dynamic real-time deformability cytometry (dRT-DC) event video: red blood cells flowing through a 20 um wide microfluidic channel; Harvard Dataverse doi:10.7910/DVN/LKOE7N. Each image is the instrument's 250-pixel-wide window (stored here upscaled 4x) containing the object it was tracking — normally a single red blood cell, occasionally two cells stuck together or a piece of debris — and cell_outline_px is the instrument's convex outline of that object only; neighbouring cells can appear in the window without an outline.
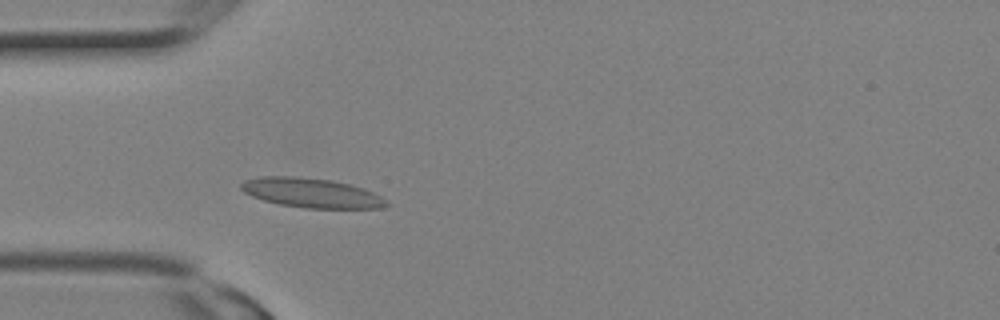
{"species": "Egyptian fruit bat (a non-hibernating species)", "species_latin": "Rousettus aegyptiacus", "temperature_condition": "room temperature", "stored_images_in_passage": 3, "camera_frame_rate_fps": 3000, "um_per_image_px": 0.085, "animal": {"sex": "female"}, "frame": {"image": 1, "passage_image": 3, "time_ms": 0.667, "image_size_px": [1000, 320], "cell_outline_px": [[392, 204], [380, 208], [304, 208], [280, 204], [264, 200], [252, 196], [244, 192], [240, 188], [240, 184], [244, 180], [260, 176], [296, 176], [332, 180], [364, 188], [388, 200]], "centroid_in_image_um": [26.48, 16.39], "position_along_channel_um": 58.5, "area_um2": 25.09}}